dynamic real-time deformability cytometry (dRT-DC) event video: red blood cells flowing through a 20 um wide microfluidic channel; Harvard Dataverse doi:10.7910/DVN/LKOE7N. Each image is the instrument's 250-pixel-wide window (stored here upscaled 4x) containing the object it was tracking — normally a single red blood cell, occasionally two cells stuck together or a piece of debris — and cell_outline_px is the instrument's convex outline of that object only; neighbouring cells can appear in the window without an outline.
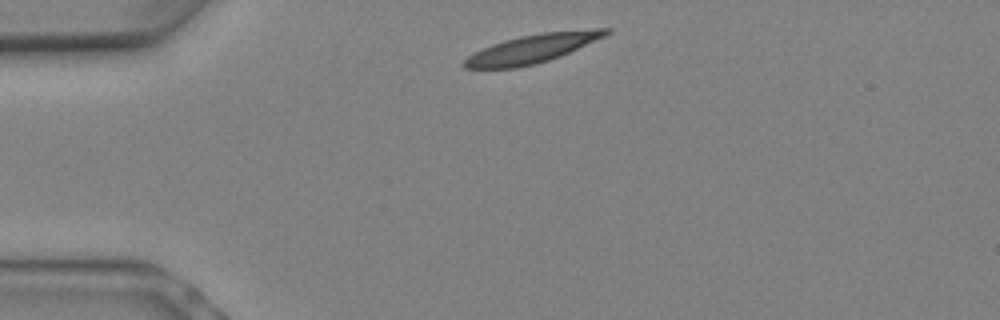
{"species": "Egyptian fruit bat (a non-hibernating species)", "species_latin": "Rousettus aegyptiacus", "temperature_condition": "warm", "stored_images_in_passage": 4, "camera_frame_rate_fps": 3000, "um_per_image_px": 0.085, "animal": {"sex": "female"}, "frame": {"image": 1, "passage_image": 1, "time_ms": 0.0, "image_size_px": [1000, 320], "cell_outline_px": [[612, 32], [604, 36], [560, 56], [536, 64], [516, 68], [464, 68], [460, 64], [468, 56], [492, 44], [504, 40], [520, 36], [544, 32], [596, 28], [612, 28]], "centroid_in_image_um": [45.24, 4.13], "position_along_channel_um": 39.8, "area_um2": 23.41}}
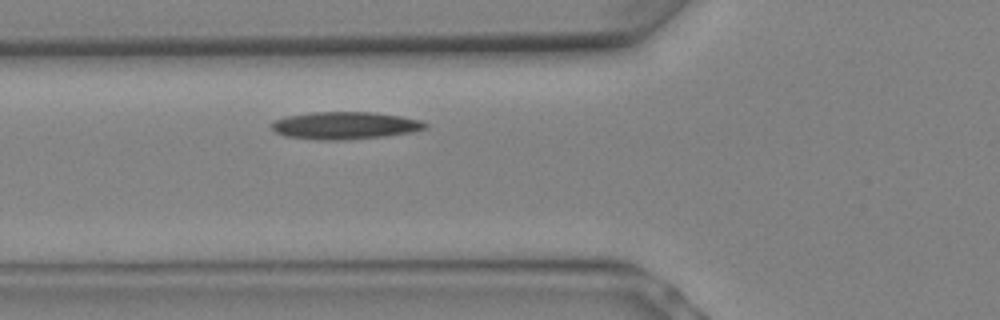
{"frame": {"image": 2, "passage_image": 4, "time_ms": 1.0, "image_size_px": [1000, 320], "cell_outline_px": [[428, 128], [412, 132], [384, 136], [348, 140], [316, 140], [284, 136], [276, 132], [272, 128], [272, 124], [276, 120], [288, 116], [312, 112], [372, 112], [400, 116], [420, 120], [428, 124]], "centroid_in_image_um": [29.35, 10.68], "position_along_channel_um": 96.5, "area_um2": 24.57}}